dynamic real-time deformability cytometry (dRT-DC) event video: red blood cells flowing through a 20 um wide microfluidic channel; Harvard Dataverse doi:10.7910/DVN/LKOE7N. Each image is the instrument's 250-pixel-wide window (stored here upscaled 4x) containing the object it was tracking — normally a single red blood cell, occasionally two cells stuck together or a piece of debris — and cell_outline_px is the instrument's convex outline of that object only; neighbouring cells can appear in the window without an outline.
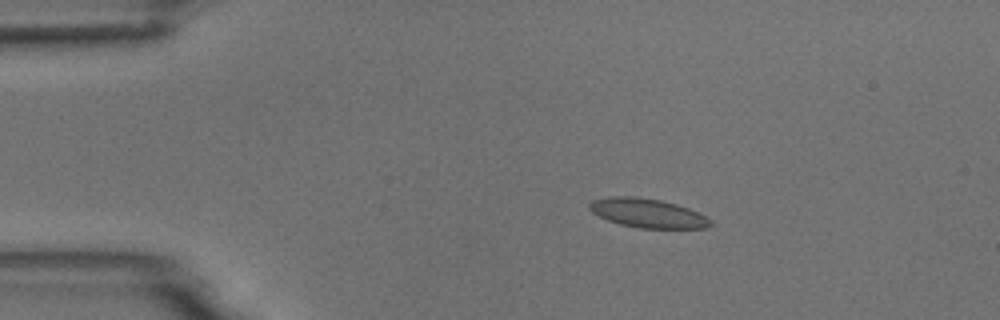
{"species": "common noctule bat (a hibernating species)", "species_latin": "Nyctalus noctula", "temperature_condition": "room temperature", "stored_images_in_passage": 4, "camera_frame_rate_fps": 3000, "um_per_image_px": 0.085, "animal": {"sex": "male", "body_mass_g": 18.8}, "frame": {"image": 1, "passage_image": 3, "time_ms": 2.333, "image_size_px": [1000, 320], "cell_outline_px": [[712, 224], [708, 228], [640, 228], [620, 224], [608, 220], [592, 212], [588, 208], [588, 204], [592, 200], [608, 196], [632, 196], [660, 200], [676, 204], [700, 212], [712, 220]], "centroid_in_image_um": [55.06, 18.11], "position_along_channel_um": 29.9, "area_um2": 20.58}}